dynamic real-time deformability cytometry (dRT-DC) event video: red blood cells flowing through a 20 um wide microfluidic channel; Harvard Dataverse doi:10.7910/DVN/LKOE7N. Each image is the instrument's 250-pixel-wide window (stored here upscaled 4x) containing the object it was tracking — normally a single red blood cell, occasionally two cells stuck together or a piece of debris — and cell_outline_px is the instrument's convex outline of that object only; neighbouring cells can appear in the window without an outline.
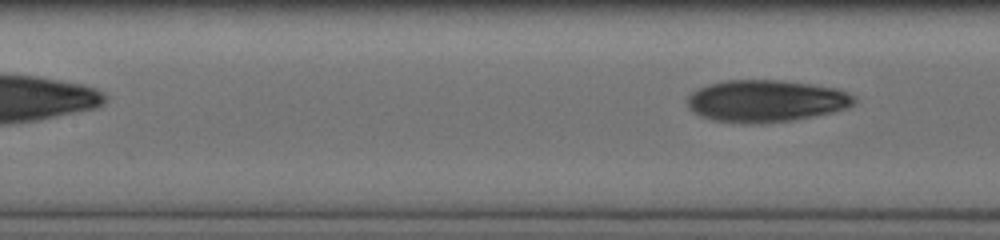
{"species": "human", "species_latin": "Homo sapiens", "temperature_condition": "cold", "stored_images_in_passage": 8, "segment_of_instrument_passage": [2, 2], "camera_frame_rate_fps": 3000, "um_per_image_px": 0.085, "donor": {"sex": "male"}, "frame": {"image": 1, "passage_image": 8, "time_ms": 2.333, "image_size_px": [1000, 240], "cell_outline_px": [[856, 100], [848, 108], [832, 112], [796, 120], [764, 124], [744, 124], [712, 120], [700, 116], [688, 108], [688, 96], [692, 92], [708, 84], [724, 80], [780, 80], [836, 88], [856, 96]], "centroid_in_image_um": [65.1, 8.6], "position_along_channel_um": 142.3, "area_um2": 41.15}}